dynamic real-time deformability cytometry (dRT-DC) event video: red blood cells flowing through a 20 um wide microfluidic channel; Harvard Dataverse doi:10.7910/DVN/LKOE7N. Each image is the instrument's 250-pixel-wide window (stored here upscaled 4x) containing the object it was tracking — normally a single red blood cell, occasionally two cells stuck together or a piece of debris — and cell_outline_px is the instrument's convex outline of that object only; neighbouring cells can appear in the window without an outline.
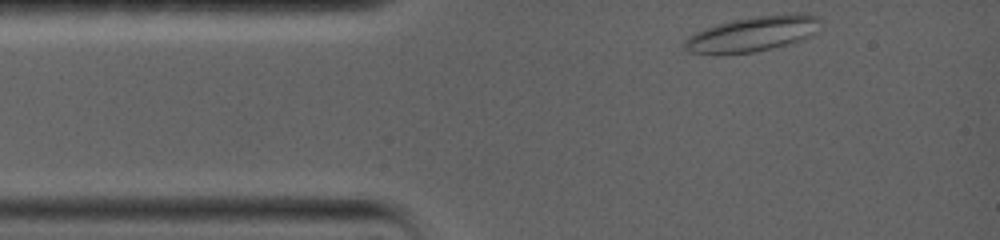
{"species": "common noctule bat (a hibernating species)", "species_latin": "Nyctalus noctula", "temperature_condition": "warm", "stored_images_in_passage": 31, "camera_frame_rate_fps": 5000, "um_per_image_px": 0.085, "animal": {"sex": "female", "body_mass_g": 19.0, "forearm_length_mm": 56.7}, "frame": {"image": 1, "passage_image": 1, "time_ms": 0.0, "image_size_px": [1000, 240], "cell_outline_px": [[820, 20], [816, 32], [804, 40], [772, 48], [752, 52], [720, 56], [716, 56], [688, 52], [684, 48], [684, 40], [688, 36], [704, 28], [732, 20], [756, 16], [800, 12], [804, 12], [816, 16]], "centroid_in_image_um": [63.94, 2.9], "position_along_channel_um": 21.1, "area_um2": 28.44}}
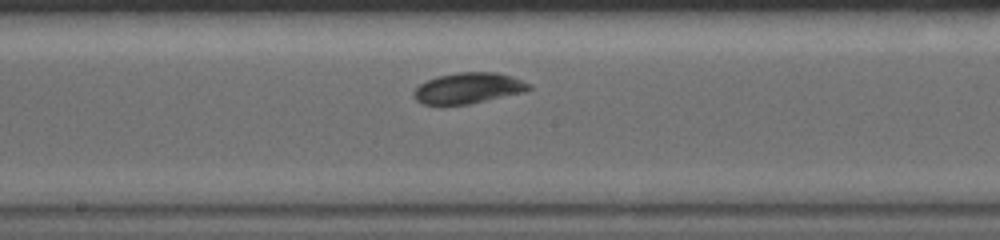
{"frame": {"image": 2, "passage_image": 17, "time_ms": 6.0, "image_size_px": [1000, 240], "cell_outline_px": [[532, 88], [524, 92], [468, 104], [440, 108], [420, 104], [412, 96], [412, 92], [420, 84], [436, 76], [460, 72], [496, 72], [512, 76], [532, 84]], "centroid_in_image_um": [39.73, 7.53], "position_along_channel_um": 208.5, "area_um2": 21.39}}
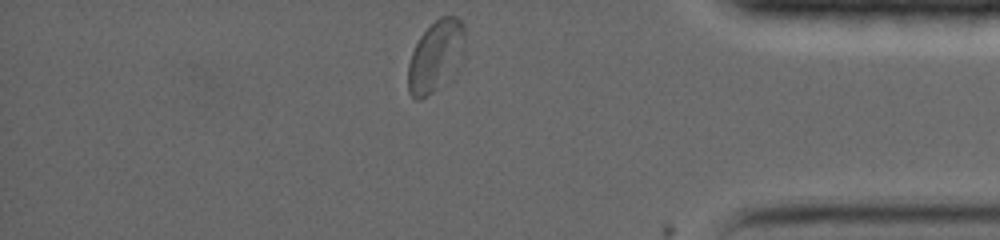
{"frame": {"image": 3, "passage_image": 31, "time_ms": 11.8, "image_size_px": [1000, 240], "cell_outline_px": [[464, 32], [460, 64], [452, 80], [420, 100], [416, 100], [408, 92], [408, 64], [412, 52], [420, 36], [440, 16], [456, 16], [464, 24]], "centroid_in_image_um": [37.04, 4.83], "position_along_channel_um": 398.2, "area_um2": 23.81}, "authors_computed_cell_mechanics": {"area_um2": 20.9814, "velocity_mm_per_s": 3.6801, "shape_relaxation_time_tau1_ms": 2.6743, "shape_relaxation_time_tau2_ms": 3.6116, "deformation_change_tau1": 0.1133, "deformation_change_tau2": 0.064}}